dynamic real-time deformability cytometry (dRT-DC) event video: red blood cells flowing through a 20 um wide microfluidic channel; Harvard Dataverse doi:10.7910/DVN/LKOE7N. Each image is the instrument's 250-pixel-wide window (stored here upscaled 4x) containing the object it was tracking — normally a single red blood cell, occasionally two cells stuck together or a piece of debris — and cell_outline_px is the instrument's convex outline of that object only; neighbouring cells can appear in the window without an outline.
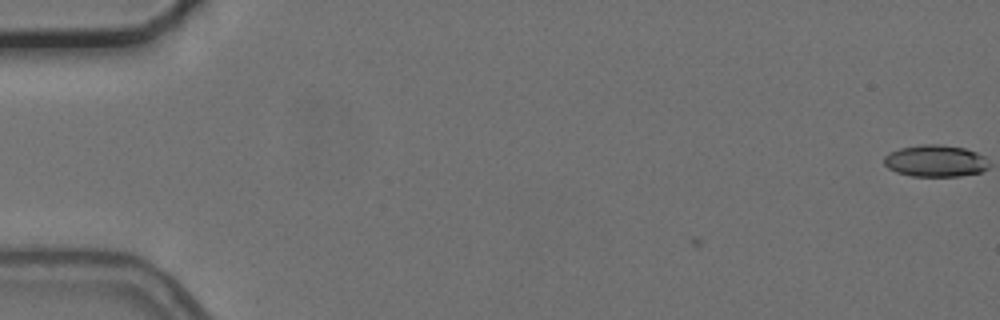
{"species": "common noctule bat (a hibernating species)", "species_latin": "Nyctalus noctula", "temperature_condition": "cold", "stored_images_in_passage": 56, "camera_frame_rate_fps": 3000, "um_per_image_px": 0.085, "animal": {"sex": "female", "body_mass_g": 24.6, "forearm_length_mm": 56.2}, "frame": {"image": 1, "passage_image": 1, "time_ms": 0.0, "image_size_px": [1000, 320], "cell_outline_px": [[984, 168], [980, 172], [952, 176], [920, 176], [900, 172], [892, 168], [884, 160], [888, 156], [896, 152], [908, 148], [960, 148], [972, 152], [976, 156]], "centroid_in_image_um": [79.46, 13.76], "position_along_channel_um": 5.5, "area_um2": 16.36}}
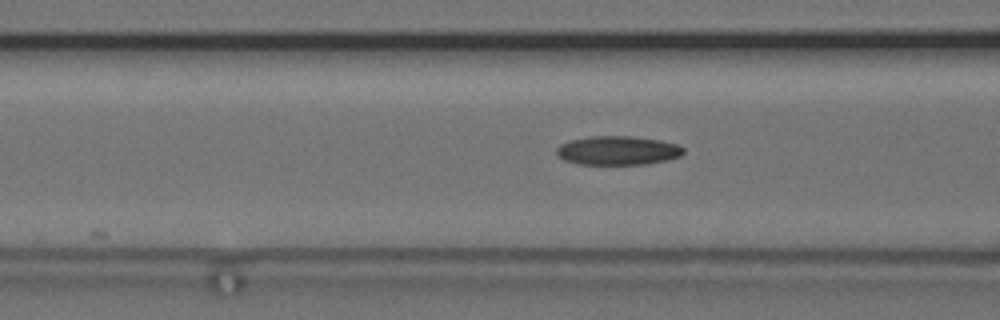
{"frame": {"image": 2, "passage_image": 23, "time_ms": 7.333, "image_size_px": [1000, 320], "cell_outline_px": [[680, 152], [676, 156], [656, 160], [628, 164], [592, 164], [572, 160], [564, 156], [560, 152], [560, 148], [564, 144], [580, 140], [652, 140], [672, 144], [680, 148]], "centroid_in_image_um": [52.54, 12.86], "position_along_channel_um": 114.1, "area_um2": 17.28}}
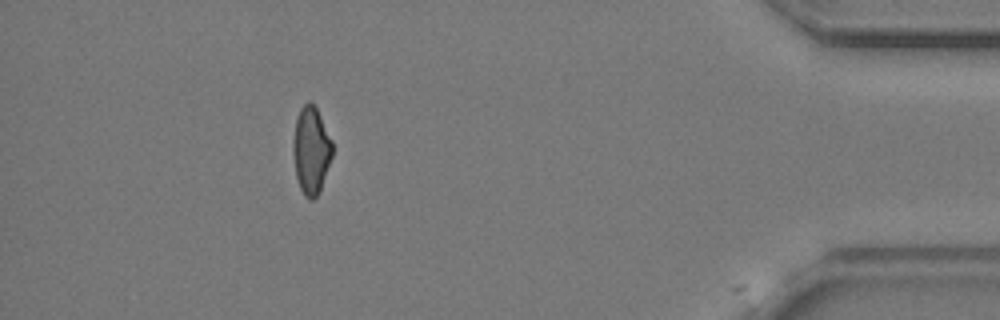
{"frame": {"image": 3, "passage_image": 51, "time_ms": 16.667, "image_size_px": [1000, 320], "cell_outline_px": [[332, 152], [320, 188], [316, 196], [308, 196], [304, 192], [300, 184], [296, 172], [296, 124], [300, 112], [304, 104], [312, 104], [316, 108], [332, 144]], "centroid_in_image_um": [26.49, 12.75], "position_along_channel_um": 408.7, "area_um2": 17.63}}